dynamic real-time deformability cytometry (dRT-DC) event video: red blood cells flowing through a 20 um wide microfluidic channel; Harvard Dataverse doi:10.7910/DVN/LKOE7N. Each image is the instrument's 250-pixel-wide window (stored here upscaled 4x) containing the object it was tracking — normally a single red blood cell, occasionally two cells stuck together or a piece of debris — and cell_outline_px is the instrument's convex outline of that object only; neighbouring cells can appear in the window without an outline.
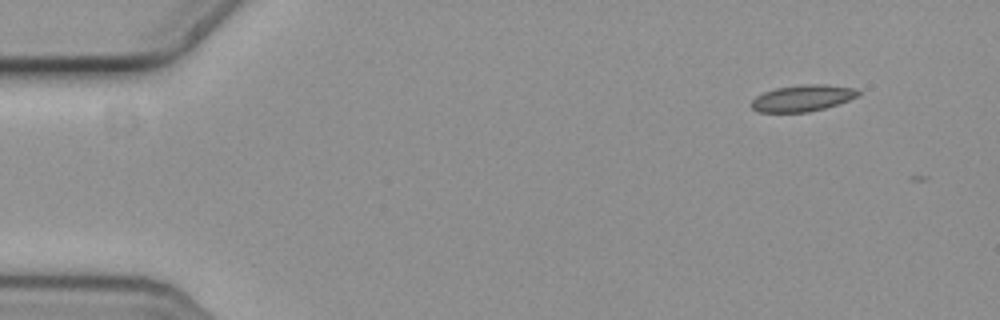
{"species": "common noctule bat (a hibernating species)", "species_latin": "Nyctalus noctula", "temperature_condition": "cold", "stored_images_in_passage": 10, "camera_frame_rate_fps": 3000, "um_per_image_px": 0.085, "animal": {"sex": "female", "body_mass_g": 19.3, "forearm_length_mm": 54.1}, "frame": {"image": 1, "passage_image": 1, "time_ms": 0.0, "image_size_px": [1000, 320], "cell_outline_px": [[860, 96], [840, 104], [808, 112], [756, 112], [752, 108], [752, 100], [756, 96], [764, 92], [776, 88], [804, 84], [828, 84], [860, 88]], "centroid_in_image_um": [68.3, 8.33], "position_along_channel_um": 16.7, "area_um2": 16.76}}